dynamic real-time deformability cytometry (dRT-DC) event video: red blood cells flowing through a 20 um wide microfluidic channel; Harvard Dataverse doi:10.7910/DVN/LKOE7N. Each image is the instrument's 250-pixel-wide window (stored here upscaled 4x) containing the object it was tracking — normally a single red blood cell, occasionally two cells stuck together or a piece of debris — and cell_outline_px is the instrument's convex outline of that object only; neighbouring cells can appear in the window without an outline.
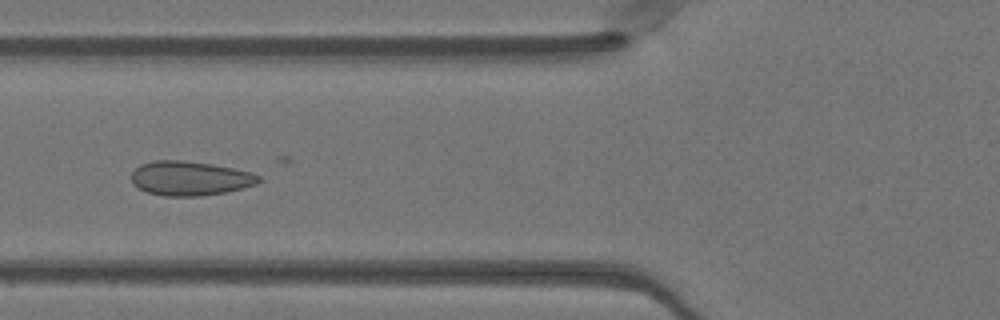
{"species": "Egyptian fruit bat (a non-hibernating species)", "species_latin": "Rousettus aegyptiacus", "temperature_condition": "warm", "stored_images_in_passage": 38, "camera_frame_rate_fps": 3000, "um_per_image_px": 0.085, "animal": {"sex": "female"}, "frame": {"image": 1, "passage_image": 18, "time_ms": 5.667, "image_size_px": [1000, 320], "cell_outline_px": [[264, 180], [256, 184], [224, 192], [200, 196], [164, 196], [148, 192], [132, 184], [132, 172], [140, 164], [156, 160], [184, 160], [212, 164], [252, 172], [260, 176]], "centroid_in_image_um": [16.16, 15.15], "position_along_channel_um": 109.6, "area_um2": 25.43}}
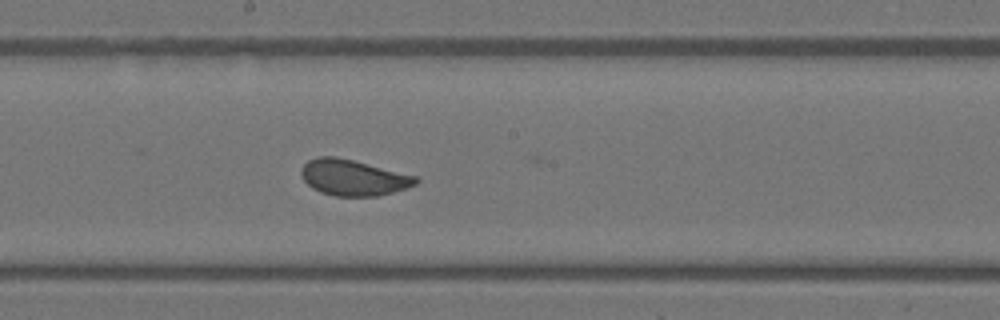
{"frame": {"image": 2, "passage_image": 26, "time_ms": 8.333, "image_size_px": [1000, 320], "cell_outline_px": [[420, 180], [416, 184], [392, 192], [376, 196], [336, 196], [320, 192], [312, 188], [304, 180], [300, 172], [300, 168], [308, 160], [320, 156], [336, 156], [416, 176]], "centroid_in_image_um": [29.98, 15.09], "position_along_channel_um": 218.2, "area_um2": 23.76}}
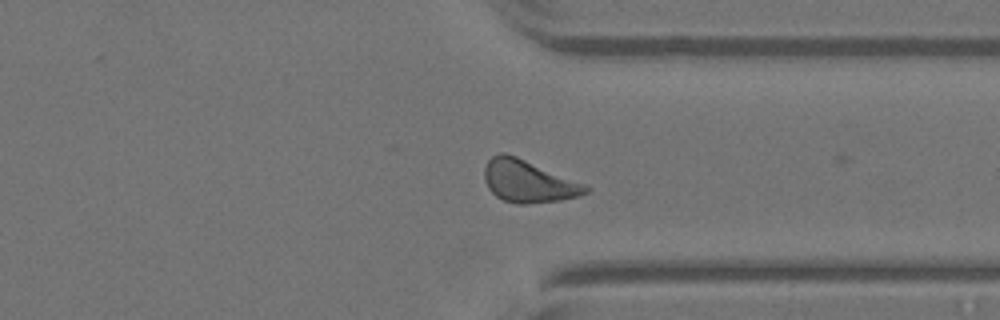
{"frame": {"image": 3, "passage_image": 37, "time_ms": 12.0, "image_size_px": [1000, 320], "cell_outline_px": [[592, 188], [588, 192], [580, 196], [560, 200], [528, 204], [516, 204], [504, 200], [496, 196], [488, 188], [484, 180], [484, 168], [488, 160], [492, 156], [500, 152], [504, 152], [516, 156], [584, 184]], "centroid_in_image_um": [44.88, 15.42], "position_along_channel_um": 366.5, "area_um2": 24.85}}